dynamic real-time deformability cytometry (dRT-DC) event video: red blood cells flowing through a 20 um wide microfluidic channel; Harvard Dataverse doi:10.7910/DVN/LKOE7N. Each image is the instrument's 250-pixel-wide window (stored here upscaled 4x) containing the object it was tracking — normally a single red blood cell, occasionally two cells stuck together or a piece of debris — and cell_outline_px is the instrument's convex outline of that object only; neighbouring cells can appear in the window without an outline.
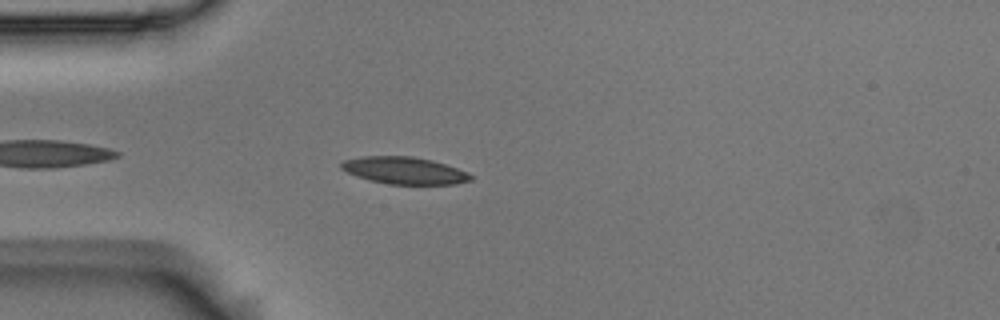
{"species": "Egyptian fruit bat (a non-hibernating species)", "species_latin": "Rousettus aegyptiacus", "temperature_condition": "room temperature", "stored_images_in_passage": 6, "camera_frame_rate_fps": 3000, "um_per_image_px": 0.085, "animal": {"sex": "male"}, "frame": {"image": 1, "passage_image": 4, "time_ms": 1.0, "image_size_px": [1000, 320], "cell_outline_px": [[472, 180], [456, 184], [388, 184], [368, 180], [348, 172], [340, 168], [340, 164], [344, 160], [364, 156], [412, 156], [432, 160], [468, 172], [472, 176]], "centroid_in_image_um": [34.37, 14.49], "position_along_channel_um": 50.6, "area_um2": 20.35}}
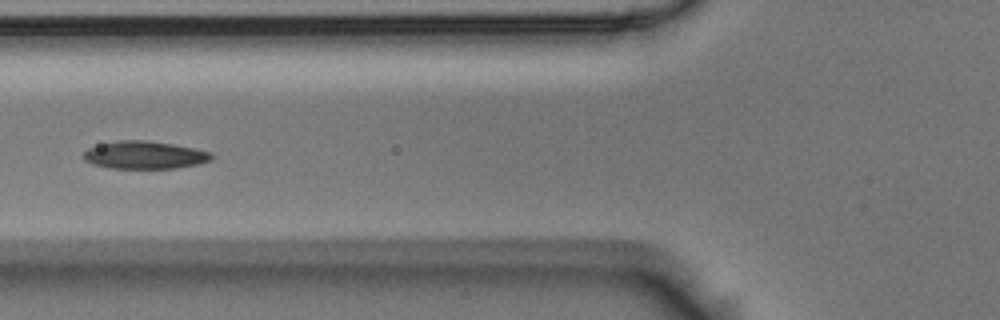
{"frame": {"image": 2, "passage_image": 6, "time_ms": 1.667, "image_size_px": [1000, 320], "cell_outline_px": [[212, 160], [200, 164], [176, 168], [108, 168], [92, 164], [84, 160], [84, 152], [88, 148], [100, 144], [120, 140], [144, 140], [172, 144], [196, 148], [212, 152]], "centroid_in_image_um": [12.31, 13.18], "position_along_channel_um": 113.5, "area_um2": 20.75}}